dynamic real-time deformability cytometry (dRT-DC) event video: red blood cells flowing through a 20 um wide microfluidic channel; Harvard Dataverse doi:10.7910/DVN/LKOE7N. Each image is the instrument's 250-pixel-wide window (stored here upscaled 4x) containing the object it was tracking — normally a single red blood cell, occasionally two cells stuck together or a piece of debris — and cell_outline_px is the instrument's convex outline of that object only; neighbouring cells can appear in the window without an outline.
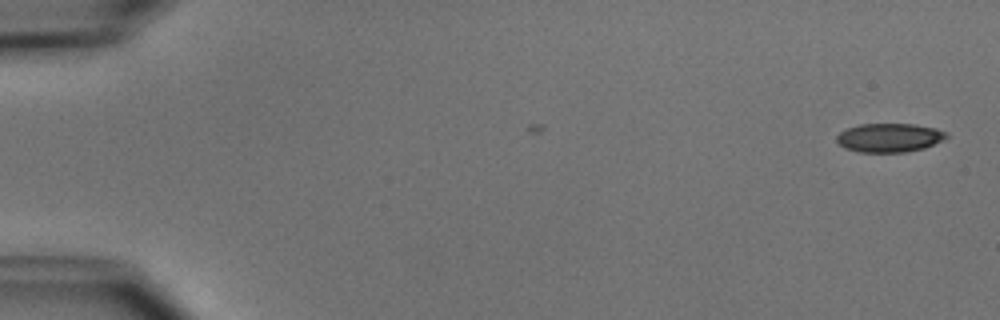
{"species": "common noctule bat (a hibernating species)", "species_latin": "Nyctalus noctula", "temperature_condition": "cold", "stored_images_in_passage": 2, "camera_frame_rate_fps": 3000, "um_per_image_px": 0.085, "animal": {"sex": "male", "body_mass_g": 15.6}, "frame": {"image": 1, "passage_image": 2, "time_ms": 1.333, "image_size_px": [1000, 320], "cell_outline_px": [[948, 136], [944, 140], [924, 148], [904, 152], [860, 152], [844, 148], [836, 140], [836, 136], [840, 132], [848, 128], [860, 124], [916, 124], [936, 128], [948, 132]], "centroid_in_image_um": [75.62, 11.7], "position_along_channel_um": 9.4, "area_um2": 18.5}}